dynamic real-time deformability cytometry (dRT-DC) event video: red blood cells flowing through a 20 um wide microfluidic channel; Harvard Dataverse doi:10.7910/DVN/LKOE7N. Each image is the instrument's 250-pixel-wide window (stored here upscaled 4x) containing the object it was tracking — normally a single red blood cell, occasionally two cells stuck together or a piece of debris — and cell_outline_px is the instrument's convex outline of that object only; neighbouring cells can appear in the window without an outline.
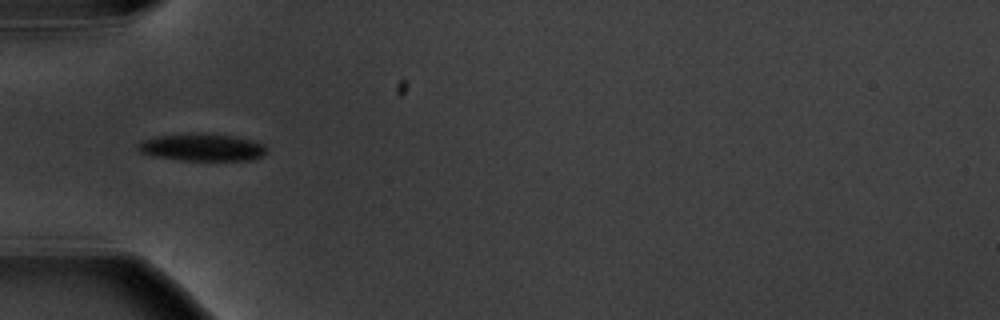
{"species": "common noctule bat (a hibernating species)", "species_latin": "Nyctalus noctula", "temperature_condition": "warm", "stored_images_in_passage": 7, "camera_frame_rate_fps": 3000, "um_per_image_px": 0.085, "animal": {"sex": "male", "body_mass_g": 20.1, "forearm_length_mm": 53.5}, "frame": {"image": 1, "passage_image": 6, "time_ms": 6.0, "image_size_px": [1000, 320], "cell_outline_px": [[268, 148], [264, 156], [252, 160], [180, 160], [152, 156], [140, 152], [136, 148], [136, 144], [144, 140], [156, 136], [192, 132], [208, 132], [236, 136], [252, 140], [264, 144]], "centroid_in_image_um": [17.19, 12.5], "position_along_channel_um": 67.8, "area_um2": 21.1}}